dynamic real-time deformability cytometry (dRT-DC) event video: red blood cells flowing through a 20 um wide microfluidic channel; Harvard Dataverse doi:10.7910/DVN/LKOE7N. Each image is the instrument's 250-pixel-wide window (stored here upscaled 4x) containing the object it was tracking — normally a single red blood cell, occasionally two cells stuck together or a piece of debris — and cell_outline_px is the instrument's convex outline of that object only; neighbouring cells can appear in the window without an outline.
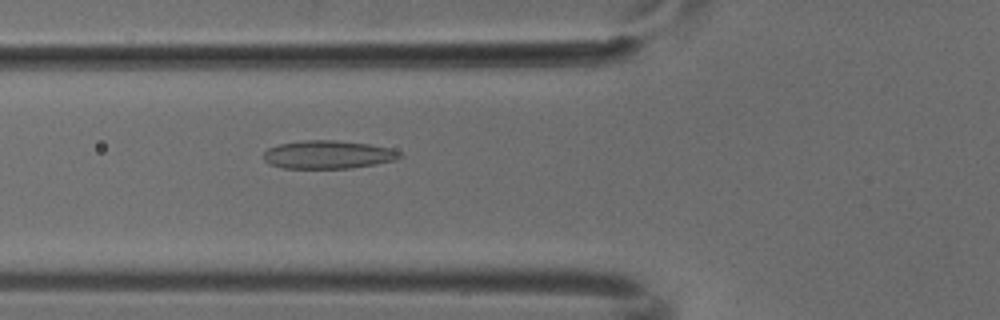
{"species": "common noctule bat (a hibernating species)", "species_latin": "Nyctalus noctula", "temperature_condition": "cold", "stored_images_in_passage": 4, "camera_frame_rate_fps": 3000, "um_per_image_px": 0.085, "animal": {"sex": "male", "body_mass_g": 18.8}, "frame": {"image": 1, "passage_image": 4, "time_ms": 1.0, "image_size_px": [1000, 320], "cell_outline_px": [[404, 156], [396, 160], [376, 164], [348, 168], [284, 168], [268, 164], [264, 160], [264, 152], [268, 148], [280, 144], [304, 140], [336, 140], [368, 144], [388, 148], [400, 152]], "centroid_in_image_um": [27.88, 13.14], "position_along_channel_um": 97.9, "area_um2": 22.31}}